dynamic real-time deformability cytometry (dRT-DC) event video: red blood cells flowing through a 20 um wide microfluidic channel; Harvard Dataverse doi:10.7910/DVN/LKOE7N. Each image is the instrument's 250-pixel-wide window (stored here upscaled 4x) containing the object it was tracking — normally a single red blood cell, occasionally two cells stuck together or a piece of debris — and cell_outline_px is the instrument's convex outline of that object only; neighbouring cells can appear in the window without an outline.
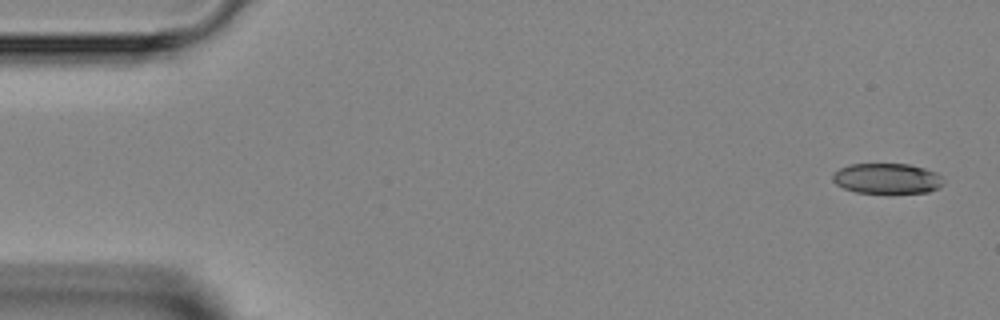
{"species": "Egyptian fruit bat (a non-hibernating species)", "species_latin": "Rousettus aegyptiacus", "temperature_condition": "room temperature", "stored_images_in_passage": 2, "camera_frame_rate_fps": 3000, "um_per_image_px": 0.085, "animal": {"sex": "female"}, "frame": {"image": 1, "passage_image": 2, "time_ms": 1.333, "image_size_px": [1000, 320], "cell_outline_px": [[944, 184], [940, 188], [928, 192], [888, 196], [856, 192], [844, 188], [836, 184], [832, 180], [832, 172], [848, 164], [908, 164], [924, 168], [936, 172], [944, 180]], "centroid_in_image_um": [75.41, 15.22], "position_along_channel_um": 9.6, "area_um2": 20.63}}